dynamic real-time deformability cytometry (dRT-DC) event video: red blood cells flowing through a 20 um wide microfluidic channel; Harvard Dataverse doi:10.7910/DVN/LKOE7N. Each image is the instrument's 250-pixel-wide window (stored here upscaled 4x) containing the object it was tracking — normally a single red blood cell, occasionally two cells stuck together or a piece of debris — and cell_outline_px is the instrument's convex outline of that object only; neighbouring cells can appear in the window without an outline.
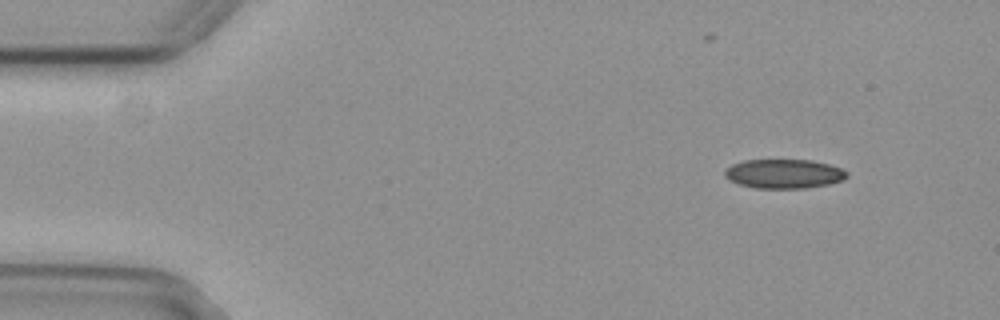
{"species": "common noctule bat (a hibernating species)", "species_latin": "Nyctalus noctula", "temperature_condition": "cold", "stored_images_in_passage": 46, "camera_frame_rate_fps": 3000, "um_per_image_px": 0.085, "animal": {"sex": "female", "body_mass_g": 29.2, "forearm_length_mm": 56.3}, "frame": {"image": 1, "passage_image": 1, "time_ms": 0.0, "image_size_px": [1000, 320], "cell_outline_px": [[848, 176], [844, 180], [828, 184], [804, 188], [756, 188], [740, 184], [724, 176], [724, 172], [732, 164], [744, 160], [812, 160], [828, 164], [840, 168], [848, 172]], "centroid_in_image_um": [66.66, 14.77], "position_along_channel_um": 18.3, "area_um2": 20.63}}
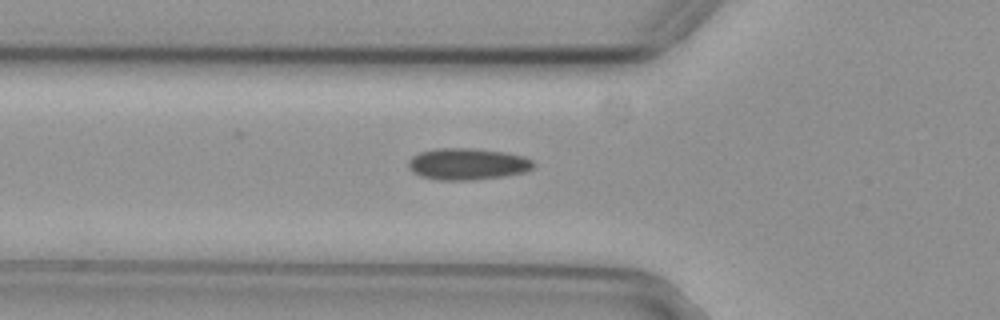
{"frame": {"image": 2, "passage_image": 14, "time_ms": 4.333, "image_size_px": [1000, 320], "cell_outline_px": [[536, 164], [532, 168], [524, 172], [504, 176], [472, 180], [436, 180], [420, 176], [412, 172], [408, 164], [408, 160], [412, 156], [420, 152], [436, 148], [472, 148], [504, 152], [524, 156], [532, 160]], "centroid_in_image_um": [39.72, 13.94], "position_along_channel_um": 86.1, "area_um2": 23.18}}
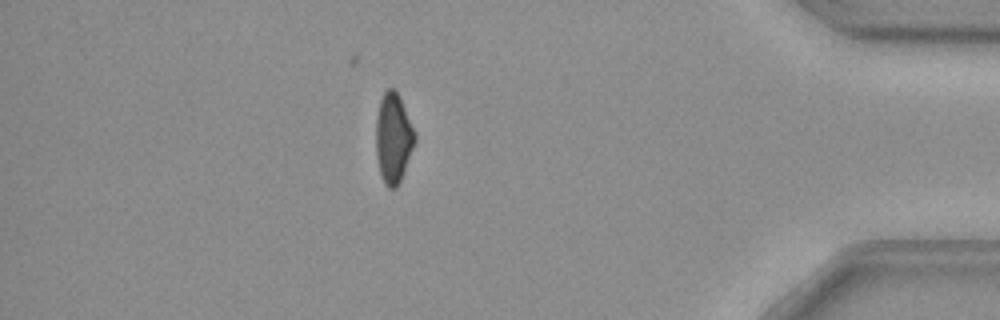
{"frame": {"image": 3, "passage_image": 43, "time_ms": 14.0, "image_size_px": [1000, 320], "cell_outline_px": [[416, 140], [404, 172], [396, 188], [388, 188], [384, 184], [380, 176], [376, 156], [376, 116], [380, 100], [384, 92], [388, 88], [396, 88], [400, 96], [416, 136]], "centroid_in_image_um": [33.41, 11.74], "position_along_channel_um": 401.8, "area_um2": 20.52}}